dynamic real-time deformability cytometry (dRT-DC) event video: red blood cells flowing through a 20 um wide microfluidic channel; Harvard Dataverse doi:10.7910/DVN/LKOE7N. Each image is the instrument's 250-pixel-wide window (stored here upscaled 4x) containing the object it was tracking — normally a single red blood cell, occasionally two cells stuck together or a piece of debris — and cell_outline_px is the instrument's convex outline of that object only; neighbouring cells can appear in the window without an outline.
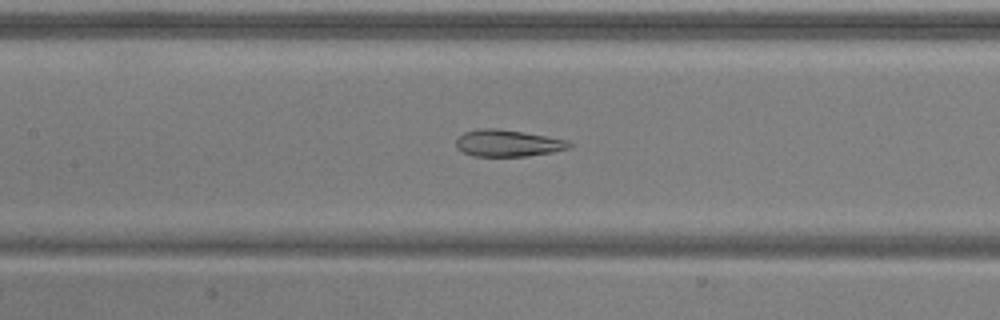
{"species": "common noctule bat (a hibernating species)", "species_latin": "Nyctalus noctula", "temperature_condition": "warm", "stored_images_in_passage": 51, "camera_frame_rate_fps": 3000, "um_per_image_px": 0.085, "animal": {"sex": "male", "body_mass_g": 20.5, "forearm_length_mm": 52.5}, "frame": {"image": 1, "passage_image": 24, "time_ms": 7.667, "image_size_px": [1000, 320], "cell_outline_px": [[572, 144], [568, 148], [552, 152], [528, 156], [472, 156], [456, 148], [456, 140], [464, 132], [480, 128], [496, 128], [524, 132], [564, 140]], "centroid_in_image_um": [43.1, 12.17], "position_along_channel_um": 164.3, "area_um2": 17.46}}
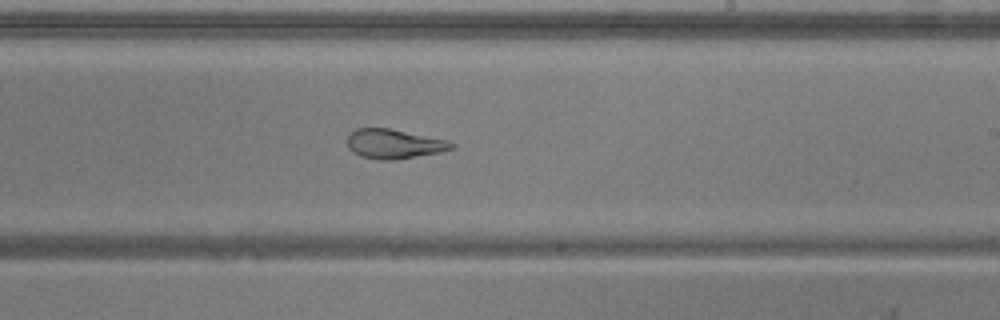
{"frame": {"image": 2, "passage_image": 31, "time_ms": 10.0, "image_size_px": [1000, 320], "cell_outline_px": [[456, 148], [440, 152], [396, 160], [380, 160], [360, 156], [352, 152], [348, 148], [348, 136], [356, 128], [388, 128], [448, 140], [456, 144]], "centroid_in_image_um": [33.52, 12.24], "position_along_channel_um": 255.5, "area_um2": 17.98}}
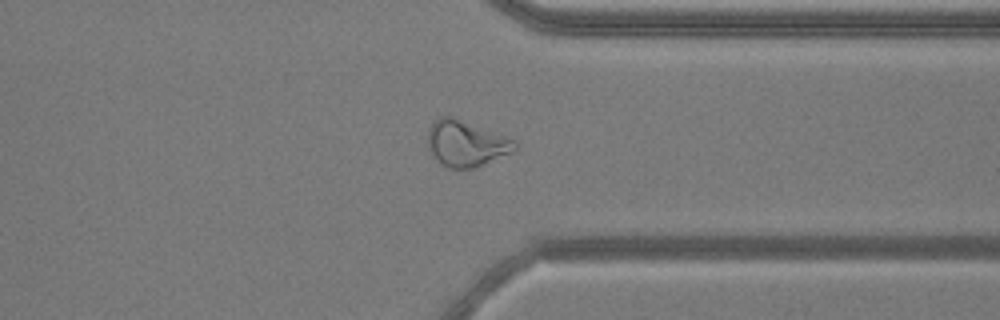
{"frame": {"image": 3, "passage_image": 40, "time_ms": 13.0, "image_size_px": [1000, 320], "cell_outline_px": [[516, 148], [512, 152], [484, 164], [472, 168], [448, 168], [440, 164], [428, 148], [428, 128], [432, 120], [440, 116], [452, 116], [516, 140]], "centroid_in_image_um": [39.58, 12.18], "position_along_channel_um": 371.8, "area_um2": 23.29}, "authors_computed_cell_mechanics": {"area_um2": 24.0448, "velocity_mm_per_s": 3.9208, "shape_relaxation_time_tau1_ms": null, "shape_relaxation_time_tau2_ms": 1.6904, "deformation_change_tau1": null, "deformation_change_tau2": 0.0923}}